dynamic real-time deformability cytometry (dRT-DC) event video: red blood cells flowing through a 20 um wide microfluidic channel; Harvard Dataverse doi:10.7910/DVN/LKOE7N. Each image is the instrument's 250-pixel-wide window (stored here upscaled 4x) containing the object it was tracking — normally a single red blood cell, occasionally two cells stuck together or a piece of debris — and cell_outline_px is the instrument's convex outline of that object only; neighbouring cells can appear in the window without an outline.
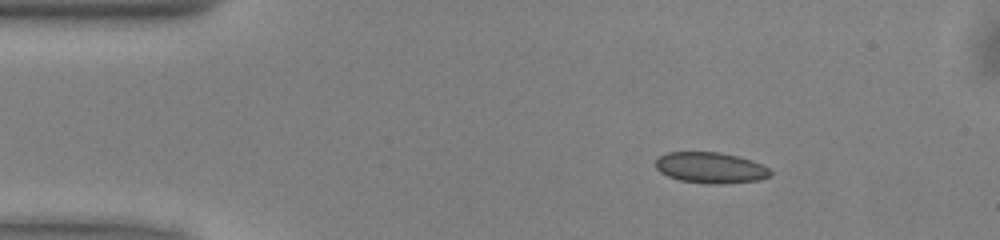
{"species": "common noctule bat (a hibernating species)", "species_latin": "Nyctalus noctula", "temperature_condition": "warm", "stored_images_in_passage": 44, "camera_frame_rate_fps": 3000, "um_per_image_px": 0.085, "animal": {"sex": "male", "body_mass_g": 13.0, "forearm_length_mm": 53.1}, "frame": {"image": 1, "passage_image": 1, "time_ms": 0.0, "image_size_px": [1000, 240], "cell_outline_px": [[772, 172], [768, 176], [760, 180], [720, 184], [708, 184], [680, 180], [668, 176], [660, 172], [656, 168], [656, 160], [660, 156], [668, 152], [720, 152], [752, 160], [768, 168]], "centroid_in_image_um": [60.39, 14.26], "position_along_channel_um": 24.6, "area_um2": 20.58}}
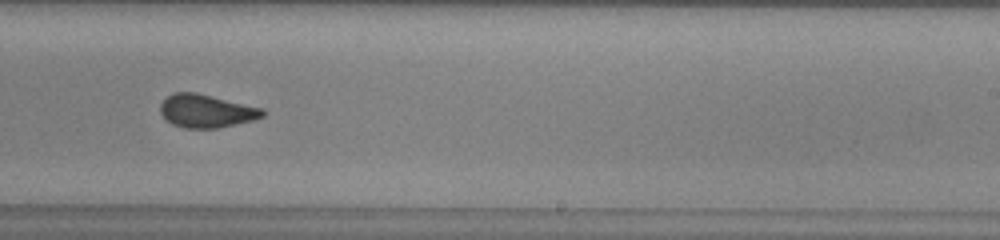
{"frame": {"image": 2, "passage_image": 24, "time_ms": 7.667, "image_size_px": [1000, 240], "cell_outline_px": [[264, 116], [252, 120], [216, 128], [184, 128], [172, 124], [164, 120], [160, 112], [160, 104], [172, 92], [196, 92], [264, 108]], "centroid_in_image_um": [17.5, 9.43], "position_along_channel_um": 271.5, "area_um2": 19.83}}
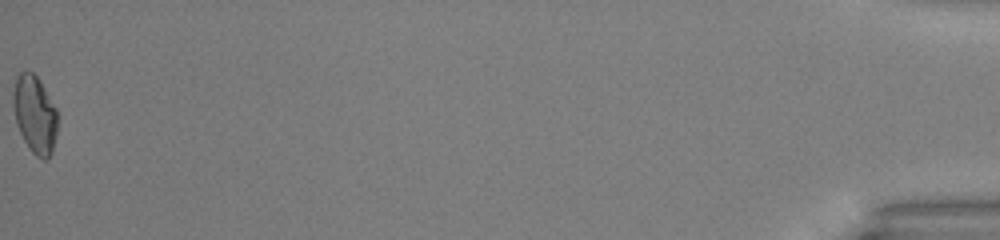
{"frame": {"image": 3, "passage_image": 44, "time_ms": 14.333, "image_size_px": [1000, 240], "cell_outline_px": [[56, 132], [52, 152], [48, 160], [44, 160], [36, 156], [28, 148], [16, 124], [12, 104], [12, 92], [16, 76], [20, 72], [32, 72], [36, 76], [56, 108]], "centroid_in_image_um": [2.92, 9.74], "position_along_channel_um": 432.3, "area_um2": 20.0}, "authors_computed_cell_mechanics": {"area_um2": 20.0566, "velocity_mm_per_s": 4.0566, "shape_relaxation_time_tau1_ms": 9.5081, "shape_relaxation_time_tau2_ms": 1.0778, "deformation_change_tau1": 0.1719, "deformation_change_tau2": 0.0456}}